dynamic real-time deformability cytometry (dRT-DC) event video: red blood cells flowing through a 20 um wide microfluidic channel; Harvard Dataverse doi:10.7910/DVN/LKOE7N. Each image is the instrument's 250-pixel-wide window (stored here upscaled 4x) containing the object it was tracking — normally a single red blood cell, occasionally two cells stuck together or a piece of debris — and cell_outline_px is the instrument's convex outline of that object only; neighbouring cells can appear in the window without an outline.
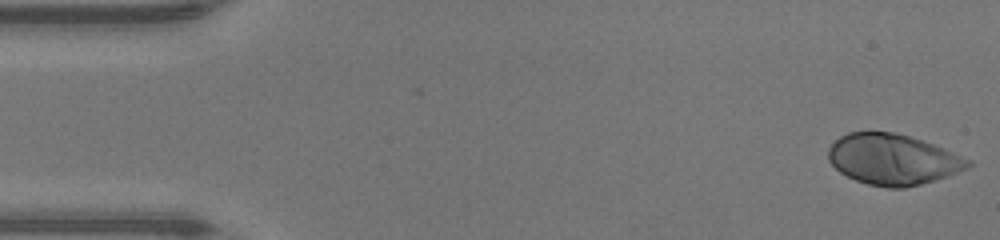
{"species": "human", "species_latin": "Homo sapiens", "temperature_condition": "warm", "stored_images_in_passage": 47, "camera_frame_rate_fps": 3000, "um_per_image_px": 0.085, "donor": {"sex": "male"}, "frame": {"image": 1, "passage_image": 1, "time_ms": 0.0, "image_size_px": [1000, 240], "cell_outline_px": [[972, 164], [968, 168], [948, 176], [920, 184], [904, 188], [888, 188], [868, 184], [856, 180], [840, 172], [828, 160], [828, 148], [840, 136], [848, 132], [896, 132], [944, 148], [972, 160]], "centroid_in_image_um": [75.9, 13.55], "position_along_channel_um": 9.1, "area_um2": 41.15}}
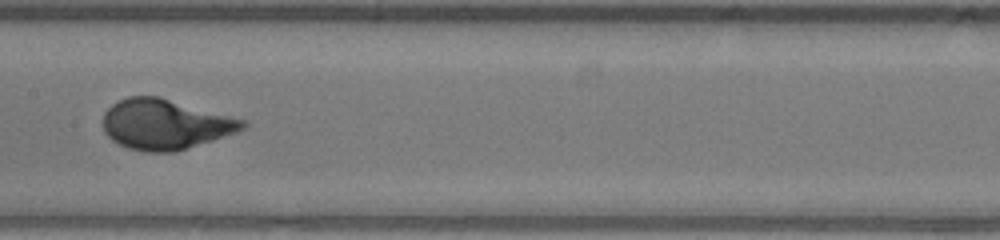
{"frame": {"image": 2, "passage_image": 23, "time_ms": 7.333, "image_size_px": [1000, 240], "cell_outline_px": [[248, 124], [244, 128], [236, 132], [176, 152], [148, 152], [128, 148], [112, 140], [104, 132], [104, 112], [112, 104], [128, 96], [160, 96], [248, 120]], "centroid_in_image_um": [14.07, 10.55], "position_along_channel_um": 193.3, "area_um2": 40.98}}
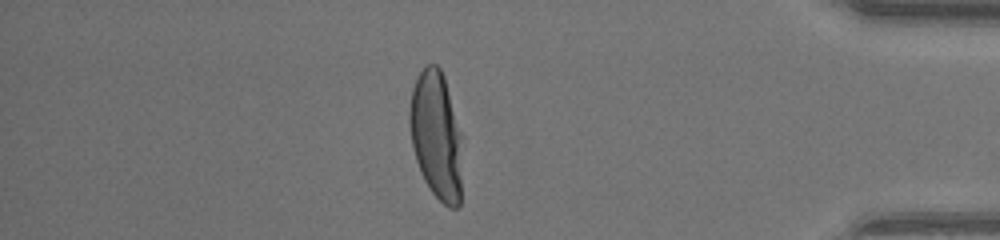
{"frame": {"image": 3, "passage_image": 40, "time_ms": 13.0, "image_size_px": [1000, 240], "cell_outline_px": [[464, 136], [460, 204], [456, 208], [448, 208], [432, 192], [424, 180], [416, 160], [412, 148], [408, 120], [408, 116], [412, 88], [420, 72], [428, 64], [436, 64], [440, 68], [444, 76]], "centroid_in_image_um": [37.12, 11.53], "position_along_channel_um": 398.1, "area_um2": 40.4}, "authors_computed_cell_mechanics": {"area_um2": 40.2866, "velocity_mm_per_s": 4.34, "shape_relaxation_time_tau1_ms": 3.1345, "shape_relaxation_time_tau2_ms": null, "deformation_change_tau1": 0.2348, "deformation_change_tau2": null}}